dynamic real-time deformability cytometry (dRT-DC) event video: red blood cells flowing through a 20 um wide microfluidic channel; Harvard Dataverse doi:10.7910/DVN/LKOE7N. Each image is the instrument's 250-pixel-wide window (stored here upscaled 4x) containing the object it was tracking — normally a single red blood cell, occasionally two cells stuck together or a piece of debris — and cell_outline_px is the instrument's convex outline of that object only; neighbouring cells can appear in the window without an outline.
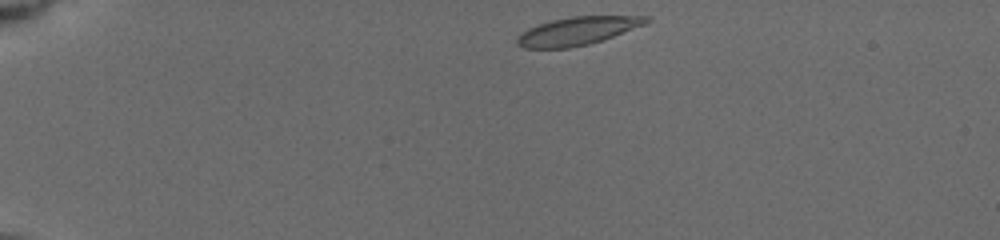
{"species": "common noctule bat (a hibernating species)", "species_latin": "Nyctalus noctula", "temperature_condition": "cold", "stored_images_in_passage": 20, "camera_frame_rate_fps": 3000, "um_per_image_px": 0.085, "animal": {"sex": "female", "body_mass_g": 19.5, "forearm_length_mm": 54.1}, "frame": {"image": 1, "passage_image": 1, "time_ms": 0.0, "image_size_px": [1000, 240], "cell_outline_px": [[652, 20], [644, 24], [612, 36], [588, 44], [568, 48], [524, 48], [516, 44], [516, 36], [528, 28], [552, 20], [572, 16], [652, 16]], "centroid_in_image_um": [49.05, 2.63], "position_along_channel_um": 36.0, "area_um2": 20.92}}
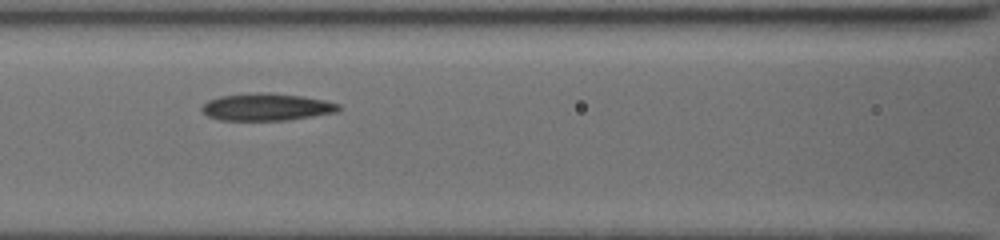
{"frame": {"image": 2, "passage_image": 12, "time_ms": 4.667, "image_size_px": [1000, 240], "cell_outline_px": [[340, 108], [336, 112], [288, 120], [220, 120], [208, 116], [200, 108], [208, 100], [220, 96], [256, 92], [268, 92], [304, 96], [324, 100], [340, 104]], "centroid_in_image_um": [22.65, 9.08], "position_along_channel_um": 143.9, "area_um2": 21.73}}
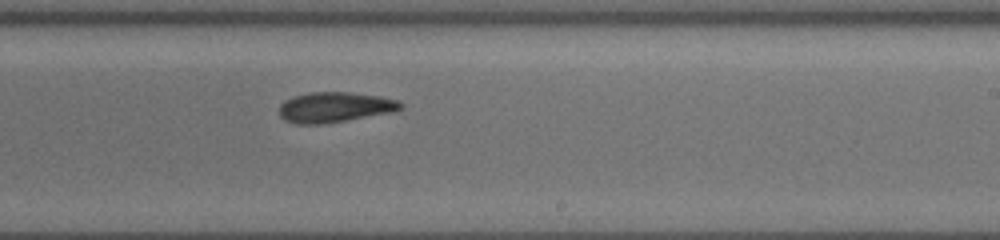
{"frame": {"image": 3, "passage_image": 20, "time_ms": 7.667, "image_size_px": [1000, 240], "cell_outline_px": [[404, 108], [392, 112], [320, 124], [296, 124], [284, 120], [280, 116], [280, 104], [284, 100], [292, 96], [312, 92], [348, 92], [376, 96], [400, 100], [404, 104]], "centroid_in_image_um": [28.44, 9.11], "position_along_channel_um": 260.6, "area_um2": 21.33}}